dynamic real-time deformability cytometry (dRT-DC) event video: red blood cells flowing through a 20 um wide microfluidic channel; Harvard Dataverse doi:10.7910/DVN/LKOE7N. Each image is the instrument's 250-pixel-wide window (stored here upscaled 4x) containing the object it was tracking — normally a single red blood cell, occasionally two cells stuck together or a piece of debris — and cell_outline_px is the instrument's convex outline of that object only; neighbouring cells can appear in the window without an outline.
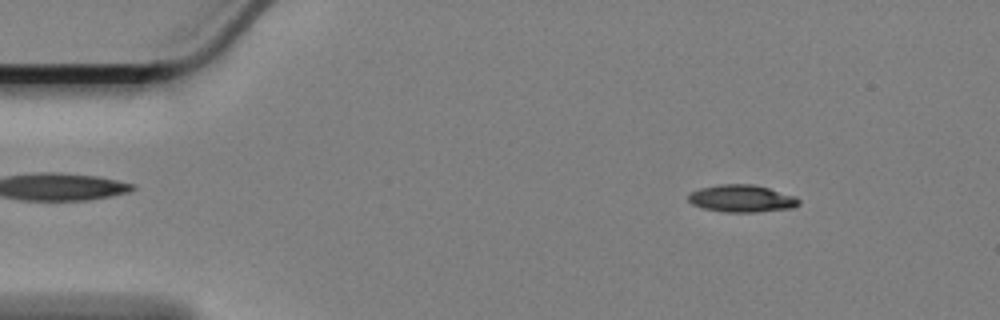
{"species": "Egyptian fruit bat (a non-hibernating species)", "species_latin": "Rousettus aegyptiacus", "temperature_condition": "cold", "stored_images_in_passage": 58, "camera_frame_rate_fps": 3000, "um_per_image_px": 0.085, "animal": {"sex": "female"}, "frame": {"image": 1, "passage_image": 7, "time_ms": 2.0, "image_size_px": [1000, 320], "cell_outline_px": [[800, 204], [792, 208], [756, 212], [724, 212], [704, 208], [692, 204], [688, 200], [688, 196], [692, 192], [700, 188], [720, 184], [752, 184], [768, 188], [796, 196], [800, 200]], "centroid_in_image_um": [63.07, 16.87], "position_along_channel_um": 21.9, "area_um2": 17.51}}
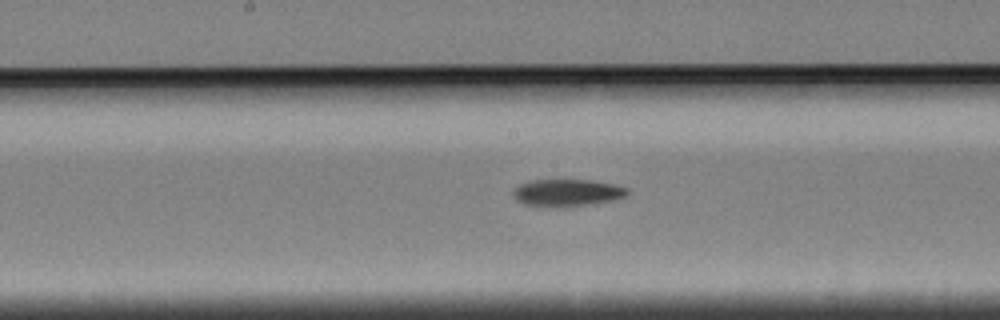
{"frame": {"image": 2, "passage_image": 29, "time_ms": 9.333, "image_size_px": [1000, 320], "cell_outline_px": [[628, 192], [624, 196], [616, 200], [592, 204], [560, 208], [556, 208], [524, 204], [516, 200], [512, 196], [512, 192], [520, 184], [532, 180], [592, 180], [616, 184], [628, 188]], "centroid_in_image_um": [48.21, 16.39], "position_along_channel_um": 200.0, "area_um2": 18.38}}
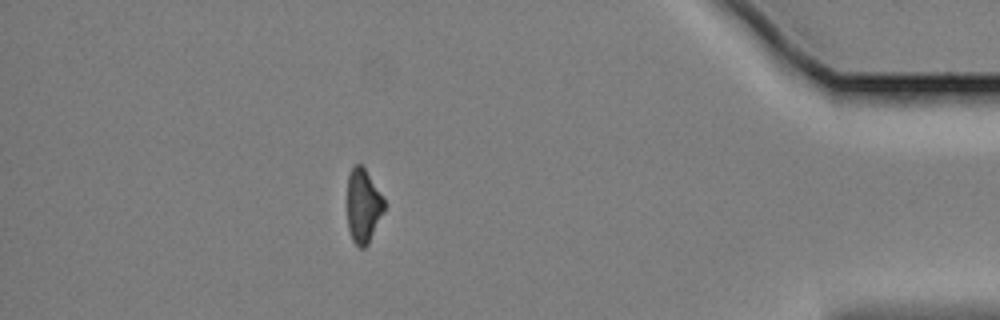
{"frame": {"image": 3, "passage_image": 51, "time_ms": 16.667, "image_size_px": [1000, 320], "cell_outline_px": [[384, 212], [368, 244], [364, 248], [360, 248], [352, 240], [348, 228], [348, 176], [352, 168], [356, 164], [360, 164], [364, 168], [384, 200]], "centroid_in_image_um": [30.86, 17.54], "position_along_channel_um": 404.3, "area_um2": 15.61}, "authors_computed_cell_mechanics": {"area_um2": 17.5712, "velocity_mm_per_s": 3.3996, "shape_relaxation_time_tau1_ms": 5.0427, "shape_relaxation_time_tau2_ms": null, "deformation_change_tau1": 0.134, "deformation_change_tau2": null}}